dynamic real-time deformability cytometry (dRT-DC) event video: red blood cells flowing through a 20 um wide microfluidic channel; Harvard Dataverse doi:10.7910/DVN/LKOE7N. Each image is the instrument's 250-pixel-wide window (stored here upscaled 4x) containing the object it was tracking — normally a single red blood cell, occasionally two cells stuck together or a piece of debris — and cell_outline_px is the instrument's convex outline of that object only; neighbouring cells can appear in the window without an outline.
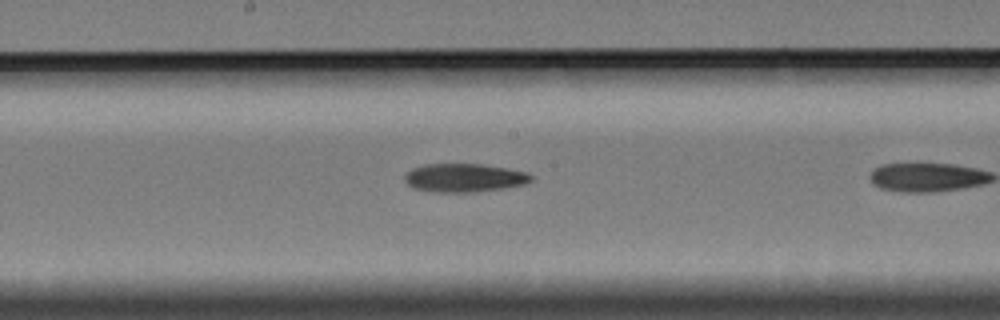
{"species": "Egyptian fruit bat (a non-hibernating species)", "species_latin": "Rousettus aegyptiacus", "temperature_condition": "cold", "stored_images_in_passage": 11, "camera_frame_rate_fps": 3000, "um_per_image_px": 0.085, "animal": {"sex": "female"}, "frame": {"image": 1, "passage_image": 10, "time_ms": 3.0, "image_size_px": [1000, 320], "cell_outline_px": [[532, 180], [524, 184], [504, 188], [476, 192], [432, 192], [412, 188], [404, 180], [404, 176], [412, 168], [424, 164], [480, 164], [504, 168], [524, 172], [532, 176]], "centroid_in_image_um": [39.4, 15.12], "position_along_channel_um": 208.8, "area_um2": 20.87}}